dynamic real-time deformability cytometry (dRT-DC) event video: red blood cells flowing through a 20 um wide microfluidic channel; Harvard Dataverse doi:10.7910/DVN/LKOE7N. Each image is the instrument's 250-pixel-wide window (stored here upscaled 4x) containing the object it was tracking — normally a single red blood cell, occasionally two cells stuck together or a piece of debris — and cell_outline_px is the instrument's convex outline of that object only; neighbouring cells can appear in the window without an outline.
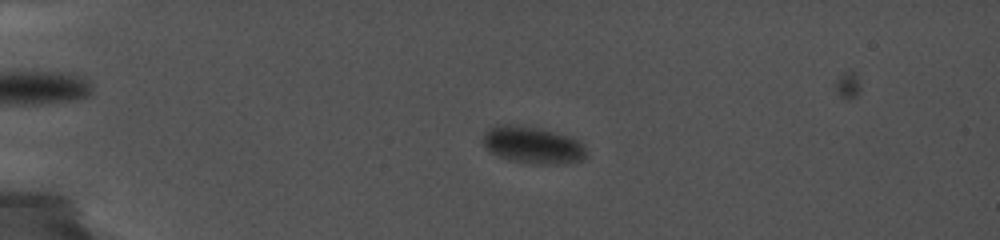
{"species": "common noctule bat (a hibernating species)", "species_latin": "Nyctalus noctula", "temperature_condition": "cold", "stored_images_in_passage": 27, "camera_frame_rate_fps": 5000, "um_per_image_px": 0.085, "animal": {"sex": "female", "body_mass_g": 19.0, "forearm_length_mm": 56.7}, "frame": {"image": 1, "passage_image": 5, "time_ms": 3.0, "image_size_px": [1000, 240], "cell_outline_px": [[588, 156], [584, 160], [568, 164], [536, 164], [508, 160], [484, 148], [480, 144], [484, 132], [488, 128], [532, 128], [552, 132], [580, 140], [584, 144], [588, 152]], "centroid_in_image_um": [45.37, 12.41], "position_along_channel_um": 39.6, "area_um2": 21.79}}
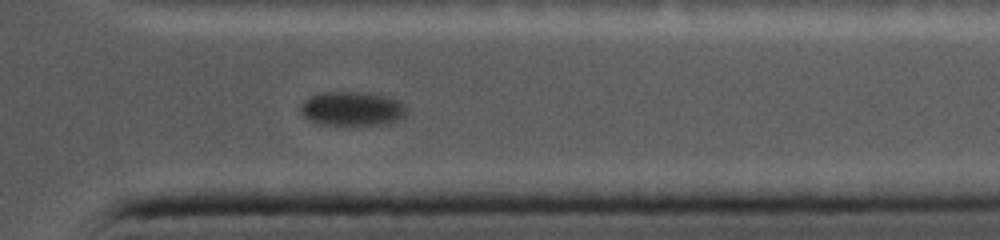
{"frame": {"image": 2, "passage_image": 24, "time_ms": 15.0, "image_size_px": [1000, 240], "cell_outline_px": [[404, 116], [396, 120], [384, 124], [324, 124], [312, 120], [304, 116], [300, 112], [300, 108], [304, 100], [312, 96], [324, 92], [360, 92], [388, 96], [404, 104]], "centroid_in_image_um": [29.91, 9.22], "position_along_channel_um": 381.5, "area_um2": 20.52}}
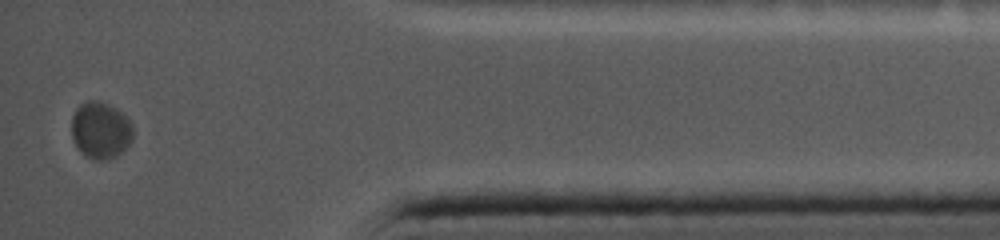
{"frame": {"image": 3, "passage_image": 27, "time_ms": 17.0, "image_size_px": [1000, 240], "cell_outline_px": [[132, 140], [124, 152], [108, 160], [96, 160], [80, 152], [72, 136], [72, 116], [76, 108], [80, 104], [88, 100], [96, 100], [108, 104], [116, 108], [128, 116], [132, 124]], "centroid_in_image_um": [8.58, 11.06], "position_along_channel_um": 426.6, "area_um2": 20.58}}